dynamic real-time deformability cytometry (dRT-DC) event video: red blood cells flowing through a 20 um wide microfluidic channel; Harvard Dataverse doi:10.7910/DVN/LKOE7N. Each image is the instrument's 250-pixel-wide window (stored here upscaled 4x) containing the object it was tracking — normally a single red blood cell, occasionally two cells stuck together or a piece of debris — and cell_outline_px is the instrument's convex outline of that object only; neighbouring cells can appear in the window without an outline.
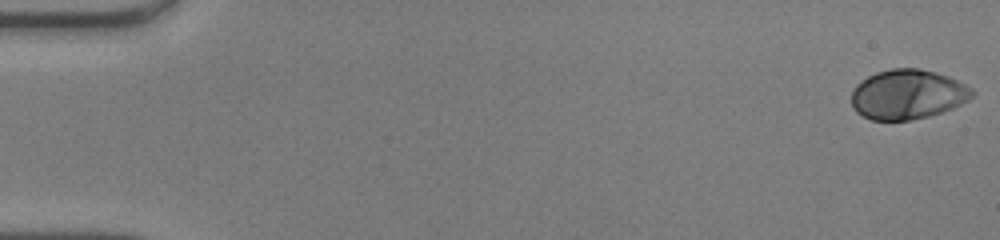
{"species": "human", "species_latin": "Homo sapiens", "temperature_condition": "warm", "stored_images_in_passage": 50, "camera_frame_rate_fps": 3000, "um_per_image_px": 0.085, "donor": {"sex": "male"}, "frame": {"image": 1, "passage_image": 1, "time_ms": 0.0, "image_size_px": [1000, 240], "cell_outline_px": [[976, 92], [968, 100], [952, 108], [928, 116], [908, 120], [872, 120], [856, 112], [852, 104], [852, 92], [856, 84], [860, 80], [876, 72], [892, 68], [920, 68], [936, 72], [948, 76], [972, 88]], "centroid_in_image_um": [77.14, 8.01], "position_along_channel_um": 7.9, "area_um2": 34.91}}
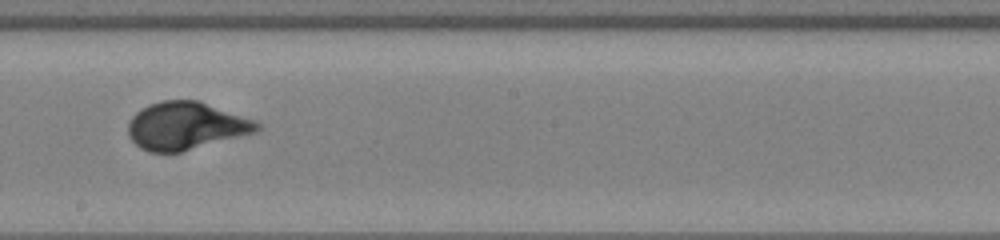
{"frame": {"image": 2, "passage_image": 29, "time_ms": 9.333, "image_size_px": [1000, 240], "cell_outline_px": [[260, 128], [256, 132], [180, 152], [148, 152], [140, 148], [128, 136], [128, 124], [132, 116], [136, 112], [148, 104], [160, 100], [196, 100], [256, 120], [260, 124]], "centroid_in_image_um": [15.77, 10.69], "position_along_channel_um": 232.4, "area_um2": 35.66}}
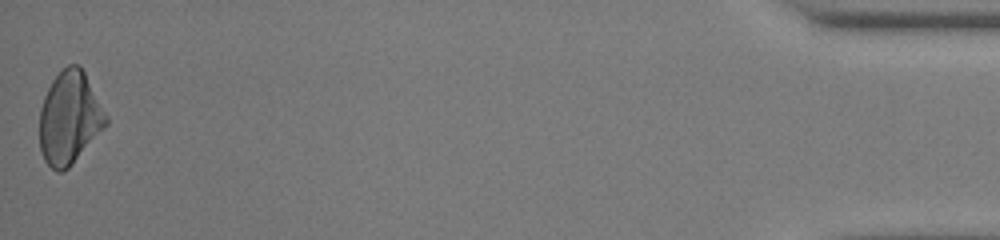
{"frame": {"image": 3, "passage_image": 50, "time_ms": 16.333, "image_size_px": [1000, 240], "cell_outline_px": [[108, 124], [72, 164], [68, 168], [60, 172], [56, 172], [44, 160], [40, 148], [40, 108], [44, 96], [52, 80], [68, 64], [80, 64], [108, 116]], "centroid_in_image_um": [5.91, 10.02], "position_along_channel_um": 429.3, "area_um2": 35.78}, "authors_computed_cell_mechanics": {"area_um2": 34.969, "velocity_mm_per_s": 4.1574, "shape_relaxation_time_tau1_ms": 3.6571, "shape_relaxation_time_tau2_ms": null, "deformation_change_tau1": 0.1882, "deformation_change_tau2": null}}